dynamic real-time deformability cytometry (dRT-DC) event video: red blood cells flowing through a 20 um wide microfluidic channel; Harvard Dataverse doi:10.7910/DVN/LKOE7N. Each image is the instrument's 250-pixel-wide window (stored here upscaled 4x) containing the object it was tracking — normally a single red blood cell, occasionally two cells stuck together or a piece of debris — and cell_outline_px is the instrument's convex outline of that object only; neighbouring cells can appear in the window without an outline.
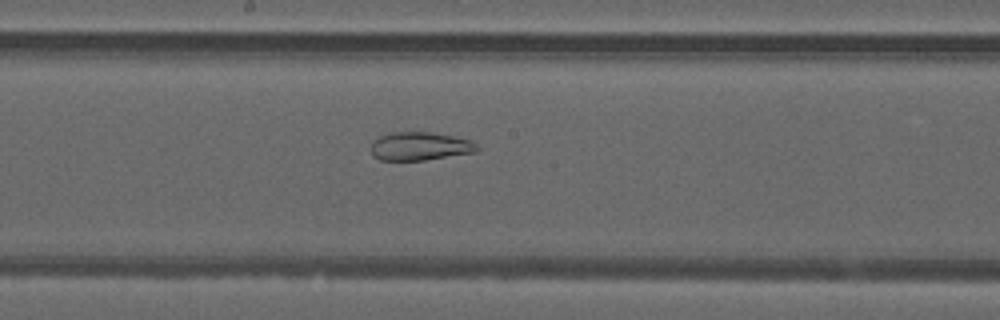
{"species": "common noctule bat (a hibernating species)", "species_latin": "Nyctalus noctula", "temperature_condition": "warm", "stored_images_in_passage": 36, "camera_frame_rate_fps": 3000, "um_per_image_px": 0.085, "animal": {"sex": "male", "forearm_length_mm": 52.5}, "frame": {"image": 1, "passage_image": 13, "time_ms": 4.0, "image_size_px": [1000, 320], "cell_outline_px": [[480, 148], [476, 152], [424, 160], [380, 160], [372, 156], [372, 140], [380, 136], [392, 132], [428, 132], [452, 136], [468, 140], [476, 144]], "centroid_in_image_um": [35.66, 12.43], "position_along_channel_um": 212.5, "area_um2": 17.4}}
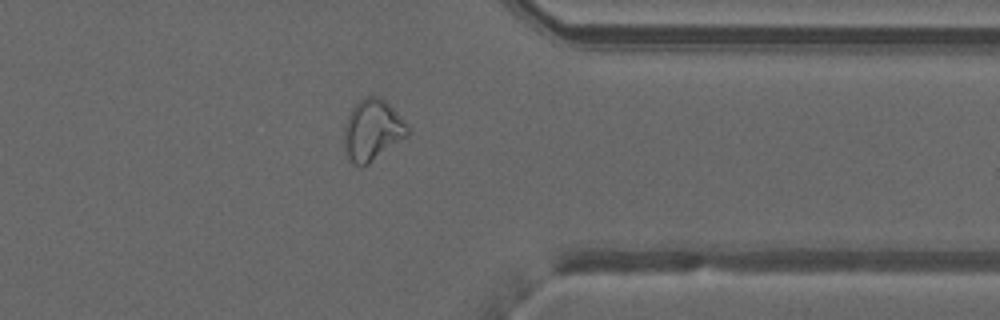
{"frame": {"image": 2, "passage_image": 26, "time_ms": 8.333, "image_size_px": [1000, 320], "cell_outline_px": [[412, 132], [408, 136], [368, 164], [360, 168], [344, 152], [344, 124], [352, 108], [360, 100], [368, 96], [380, 96], [400, 116]], "centroid_in_image_um": [31.65, 11.07], "position_along_channel_um": 379.7, "area_um2": 22.54}}
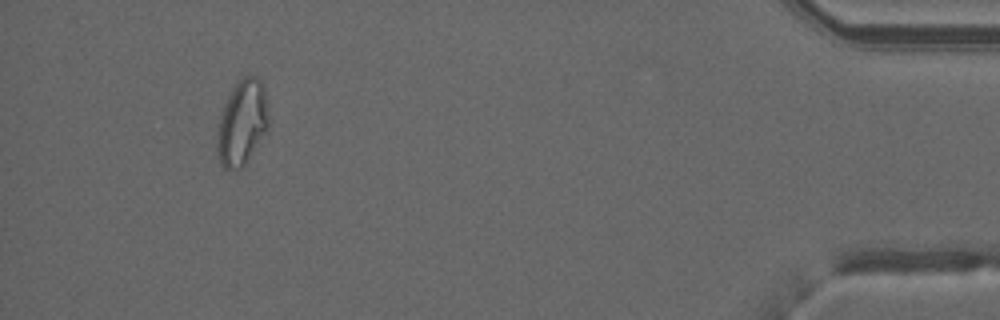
{"frame": {"image": 3, "passage_image": 33, "time_ms": 10.667, "image_size_px": [1000, 320], "cell_outline_px": [[268, 128], [244, 164], [240, 168], [224, 168], [220, 164], [216, 148], [220, 116], [224, 104], [232, 88], [244, 76], [256, 76], [264, 84], [268, 104]], "centroid_in_image_um": [20.59, 10.39], "position_along_channel_um": 414.6, "area_um2": 25.26}, "authors_computed_cell_mechanics": {"area_um2": 22.5709, "velocity_mm_per_s": 4.0414, "shape_relaxation_time_tau1_ms": null, "shape_relaxation_time_tau2_ms": 1.7813, "deformation_change_tau1": null, "deformation_change_tau2": 0.0893}}